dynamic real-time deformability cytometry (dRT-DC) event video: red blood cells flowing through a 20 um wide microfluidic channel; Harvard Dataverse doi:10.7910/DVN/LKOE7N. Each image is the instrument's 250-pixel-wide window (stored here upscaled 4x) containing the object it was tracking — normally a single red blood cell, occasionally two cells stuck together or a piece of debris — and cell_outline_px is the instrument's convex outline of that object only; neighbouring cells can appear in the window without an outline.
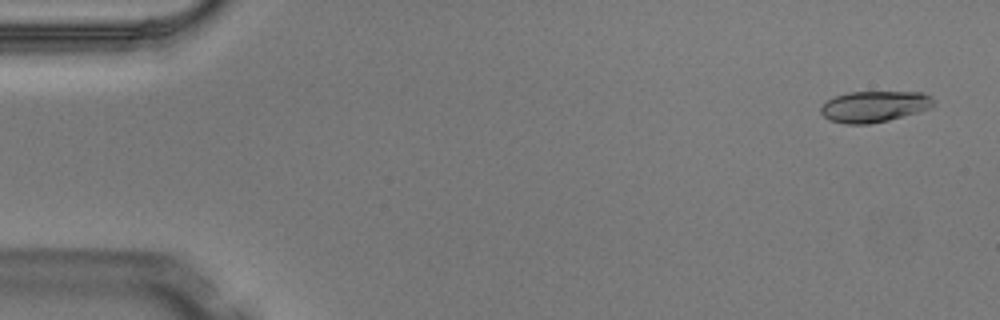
{"species": "Egyptian fruit bat (a non-hibernating species)", "species_latin": "Rousettus aegyptiacus", "temperature_condition": "warm", "stored_images_in_passage": 6, "camera_frame_rate_fps": 3000, "um_per_image_px": 0.085, "animal": {"sex": "male"}, "frame": {"image": 1, "passage_image": 1, "time_ms": 0.0, "image_size_px": [1000, 320], "cell_outline_px": [[936, 104], [932, 108], [888, 120], [868, 124], [844, 124], [828, 120], [820, 112], [820, 108], [828, 100], [836, 96], [848, 92], [924, 92], [932, 96], [936, 100]], "centroid_in_image_um": [74.36, 9.05], "position_along_channel_um": 10.6, "area_um2": 20.63}}
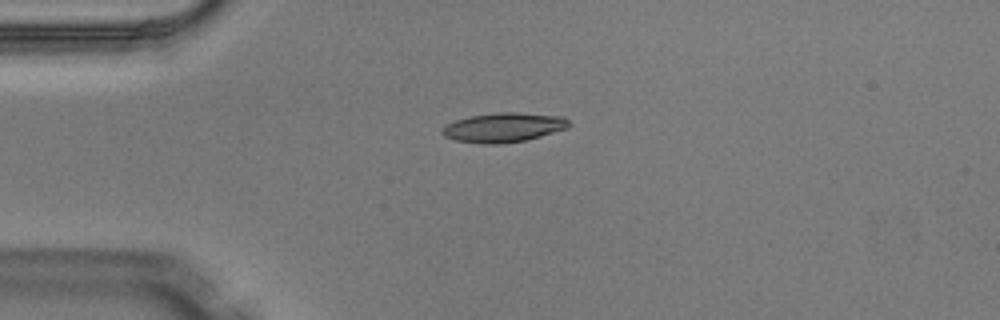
{"frame": {"image": 2, "passage_image": 4, "time_ms": 1.0, "image_size_px": [1000, 320], "cell_outline_px": [[572, 124], [568, 128], [540, 136], [524, 140], [500, 144], [480, 144], [456, 140], [444, 136], [440, 132], [440, 128], [456, 120], [468, 116], [496, 112], [516, 112], [564, 116]], "centroid_in_image_um": [42.8, 10.82], "position_along_channel_um": 42.2, "area_um2": 21.91}}
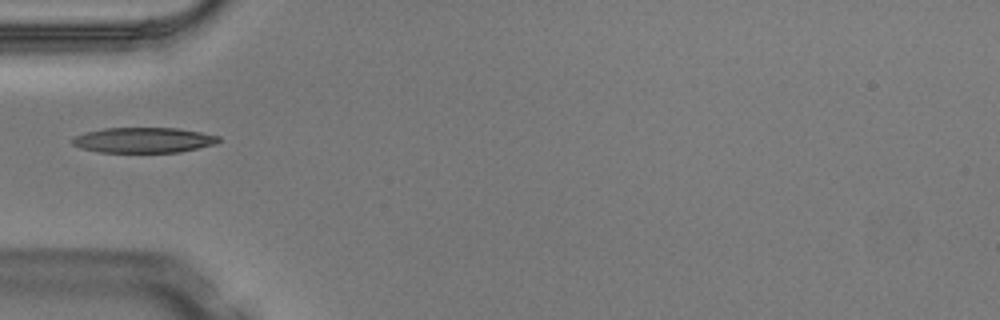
{"frame": {"image": 3, "passage_image": 5, "time_ms": 1.333, "image_size_px": [1000, 320], "cell_outline_px": [[220, 140], [216, 144], [180, 152], [100, 152], [80, 148], [72, 144], [72, 136], [104, 128], [180, 128], [220, 136]], "centroid_in_image_um": [12.21, 11.91], "position_along_channel_um": 72.8, "area_um2": 21.62}}